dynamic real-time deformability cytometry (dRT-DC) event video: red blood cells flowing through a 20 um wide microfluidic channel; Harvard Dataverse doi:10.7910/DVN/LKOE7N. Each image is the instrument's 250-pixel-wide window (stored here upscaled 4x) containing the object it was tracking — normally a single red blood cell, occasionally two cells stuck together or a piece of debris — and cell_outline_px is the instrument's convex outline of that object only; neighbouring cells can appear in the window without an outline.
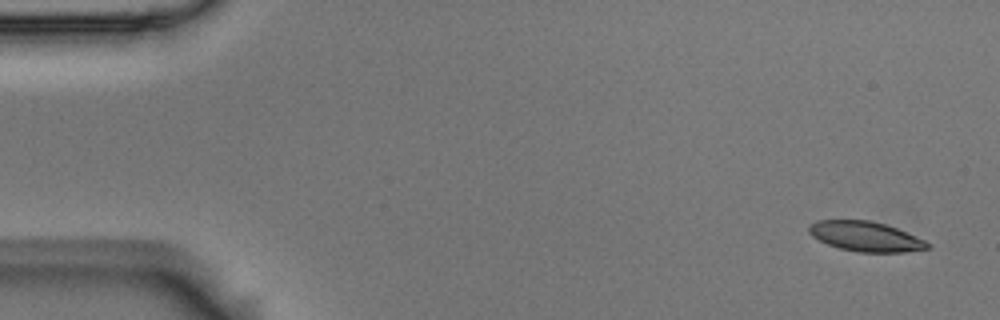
{"species": "Egyptian fruit bat (a non-hibernating species)", "species_latin": "Rousettus aegyptiacus", "temperature_condition": "room temperature", "stored_images_in_passage": 5, "camera_frame_rate_fps": 3000, "um_per_image_px": 0.085, "animal": {"sex": "male"}, "frame": {"image": 1, "passage_image": 1, "time_ms": 0.0, "image_size_px": [1000, 320], "cell_outline_px": [[932, 248], [904, 252], [856, 252], [840, 248], [828, 244], [812, 236], [808, 232], [808, 228], [816, 220], [868, 220], [884, 224], [896, 228], [924, 240], [932, 244]], "centroid_in_image_um": [73.59, 20.1], "position_along_channel_um": 11.4, "area_um2": 20.52}}
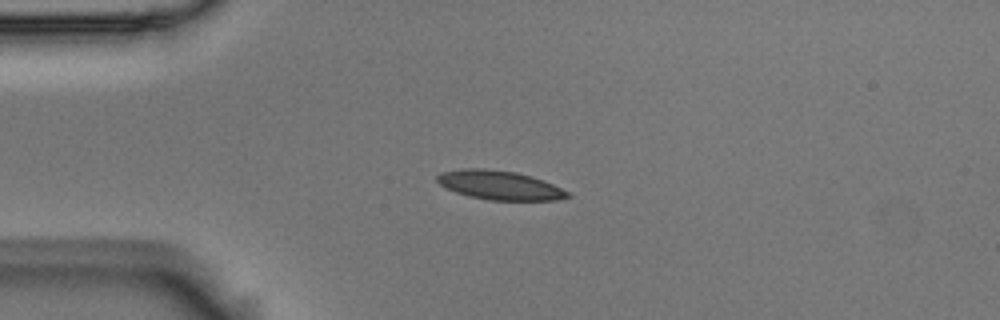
{"frame": {"image": 2, "passage_image": 4, "time_ms": 1.0, "image_size_px": [1000, 320], "cell_outline_px": [[572, 196], [556, 200], [488, 200], [468, 196], [456, 192], [440, 184], [436, 180], [436, 176], [440, 172], [460, 168], [484, 168], [516, 172], [532, 176], [552, 184], [568, 192]], "centroid_in_image_um": [42.43, 15.73], "position_along_channel_um": 42.6, "area_um2": 22.08}}